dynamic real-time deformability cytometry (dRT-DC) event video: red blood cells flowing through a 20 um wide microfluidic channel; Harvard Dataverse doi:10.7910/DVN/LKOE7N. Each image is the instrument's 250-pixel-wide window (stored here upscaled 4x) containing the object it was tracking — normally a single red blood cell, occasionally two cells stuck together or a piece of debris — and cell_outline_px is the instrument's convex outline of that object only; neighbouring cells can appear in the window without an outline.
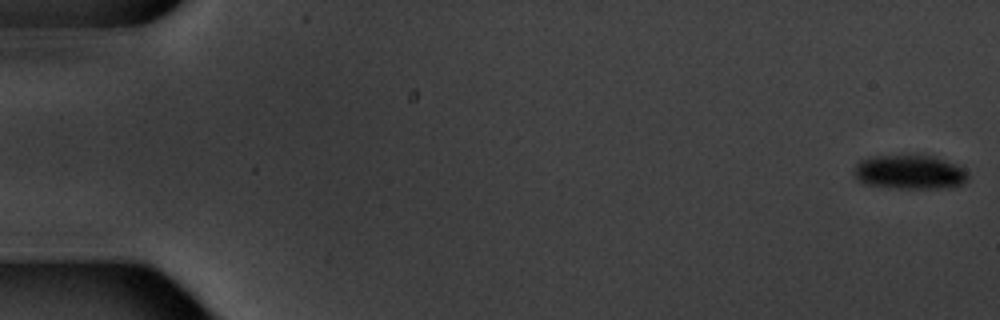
{"species": "common noctule bat (a hibernating species)", "species_latin": "Nyctalus noctula", "temperature_condition": "warm", "stored_images_in_passage": 6, "segment_of_instrument_passage": [1, 2], "camera_frame_rate_fps": 3000, "um_per_image_px": 0.085, "animal": {"sex": "male", "body_mass_g": 20.1, "forearm_length_mm": 53.5}, "frame": {"image": 1, "passage_image": 1, "time_ms": 0.0, "image_size_px": [1000, 320], "cell_outline_px": [[968, 180], [964, 184], [952, 188], [892, 188], [864, 184], [856, 176], [856, 164], [872, 156], [932, 156], [956, 164], [964, 168], [968, 172]], "centroid_in_image_um": [77.41, 14.65], "position_along_channel_um": 7.6, "area_um2": 22.54}}
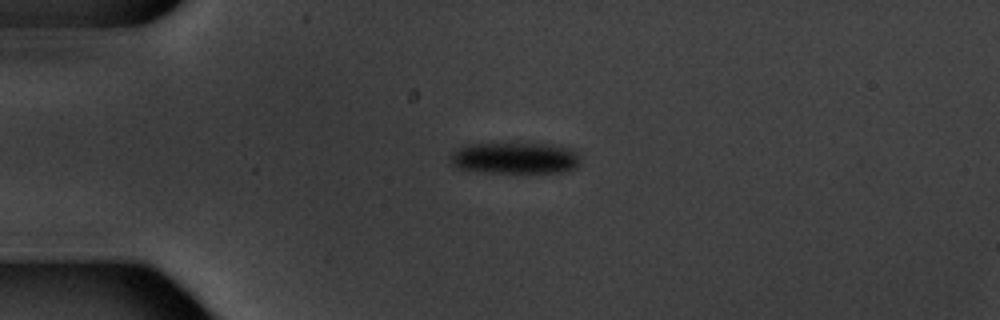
{"frame": {"image": 2, "passage_image": 4, "time_ms": 4.667, "image_size_px": [1000, 320], "cell_outline_px": [[580, 164], [576, 168], [568, 172], [480, 172], [460, 168], [448, 156], [452, 152], [464, 144], [524, 140], [552, 144], [572, 148], [580, 156]], "centroid_in_image_um": [43.83, 13.37], "position_along_channel_um": 41.2, "area_um2": 25.14}}